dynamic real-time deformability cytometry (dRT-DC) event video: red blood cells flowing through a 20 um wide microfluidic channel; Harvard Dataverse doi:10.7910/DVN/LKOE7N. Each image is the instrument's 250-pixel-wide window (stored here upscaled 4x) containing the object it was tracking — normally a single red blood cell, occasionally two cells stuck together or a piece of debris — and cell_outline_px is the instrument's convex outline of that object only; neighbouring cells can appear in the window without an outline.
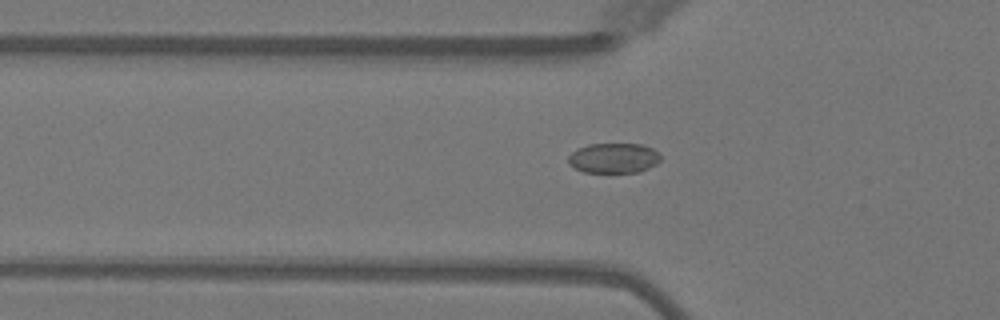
{"species": "Egyptian fruit bat (a non-hibernating species)", "species_latin": "Rousettus aegyptiacus", "temperature_condition": "warm", "stored_images_in_passage": 43, "camera_frame_rate_fps": 3000, "um_per_image_px": 0.085, "animal": {"sex": "female"}, "frame": {"image": 1, "passage_image": 10, "time_ms": 3.0, "image_size_px": [1000, 320], "cell_outline_px": [[660, 160], [656, 164], [640, 172], [584, 172], [568, 164], [568, 156], [576, 148], [588, 144], [640, 144], [652, 148], [660, 152]], "centroid_in_image_um": [52.16, 13.43], "position_along_channel_um": 73.6, "area_um2": 16.24}}
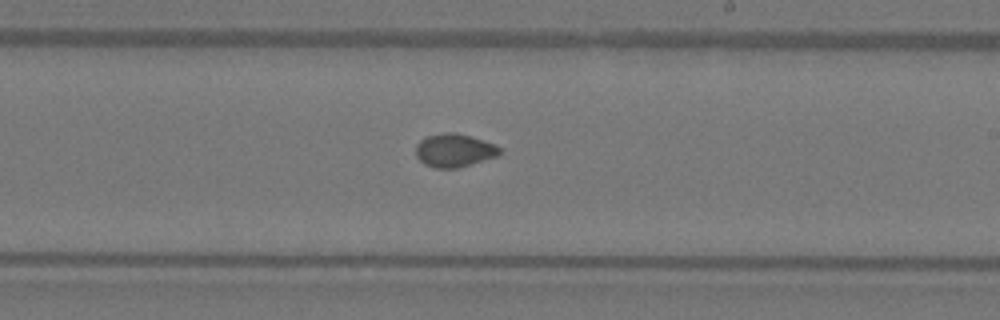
{"frame": {"image": 2, "passage_image": 23, "time_ms": 7.333, "image_size_px": [1000, 320], "cell_outline_px": [[500, 152], [496, 156], [472, 164], [456, 168], [436, 168], [424, 164], [416, 156], [416, 144], [420, 140], [428, 136], [444, 132], [456, 132], [472, 136], [496, 144], [500, 148]], "centroid_in_image_um": [38.61, 12.77], "position_along_channel_um": 250.4, "area_um2": 16.3}}
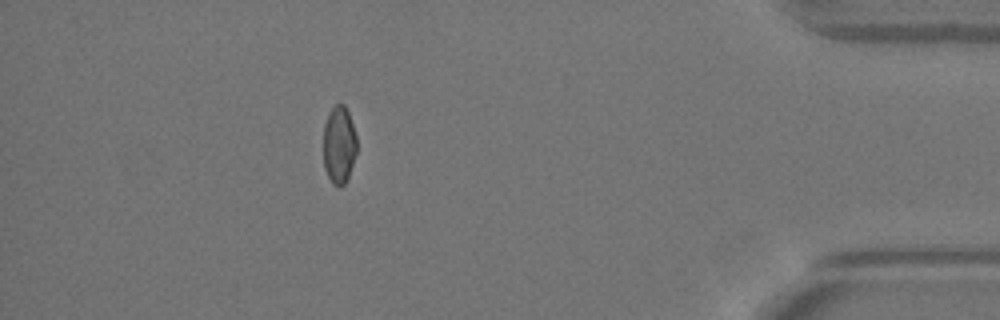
{"frame": {"image": 3, "passage_image": 38, "time_ms": 12.333, "image_size_px": [1000, 320], "cell_outline_px": [[356, 152], [348, 176], [344, 184], [340, 188], [332, 184], [324, 168], [324, 124], [328, 112], [336, 104], [344, 104], [348, 112], [356, 136]], "centroid_in_image_um": [28.8, 12.31], "position_along_channel_um": 406.4, "area_um2": 15.03}, "authors_computed_cell_mechanics": {"area_um2": 16.2418, "velocity_mm_per_s": 4.0671, "shape_relaxation_time_tau1_ms": 8.2543, "shape_relaxation_time_tau2_ms": 1.5029, "deformation_change_tau1": 0.1105, "deformation_change_tau2": 0.0475}}